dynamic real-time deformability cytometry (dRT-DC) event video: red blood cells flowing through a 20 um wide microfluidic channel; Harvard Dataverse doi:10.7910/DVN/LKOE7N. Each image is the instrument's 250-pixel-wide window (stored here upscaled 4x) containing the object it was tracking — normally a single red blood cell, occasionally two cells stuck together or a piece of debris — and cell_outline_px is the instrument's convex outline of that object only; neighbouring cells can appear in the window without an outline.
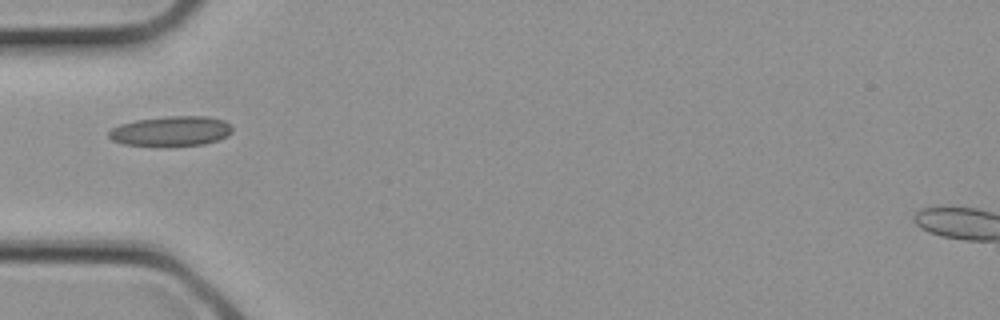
{"species": "common noctule bat (a hibernating species)", "species_latin": "Nyctalus noctula", "temperature_condition": "cold", "stored_images_in_passage": 3, "camera_frame_rate_fps": 3000, "um_per_image_px": 0.085, "animal": {"sex": "female", "body_mass_g": 21.9}, "frame": {"image": 1, "passage_image": 3, "time_ms": 0.667, "image_size_px": [1000, 320], "cell_outline_px": [[232, 132], [228, 136], [220, 140], [204, 144], [172, 148], [168, 148], [124, 144], [112, 140], [108, 136], [108, 132], [112, 128], [120, 124], [136, 120], [168, 116], [208, 116], [224, 120], [232, 128]], "centroid_in_image_um": [14.55, 11.18], "position_along_channel_um": 70.4, "area_um2": 22.25}}